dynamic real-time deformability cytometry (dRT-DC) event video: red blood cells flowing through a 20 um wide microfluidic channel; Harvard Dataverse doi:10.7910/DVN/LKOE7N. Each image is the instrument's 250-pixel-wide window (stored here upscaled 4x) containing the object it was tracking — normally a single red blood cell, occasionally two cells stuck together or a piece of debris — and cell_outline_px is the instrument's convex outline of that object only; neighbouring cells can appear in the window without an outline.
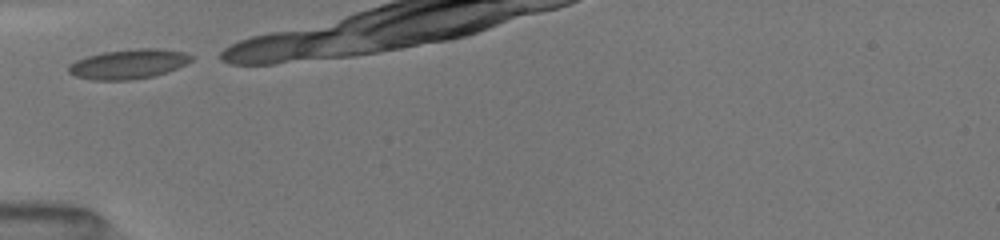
{"species": "common noctule bat (a hibernating species)", "species_latin": "Nyctalus noctula", "temperature_condition": "room temperature", "stored_images_in_passage": 4, "camera_frame_rate_fps": 3000, "um_per_image_px": 0.085, "animal": {"sex": "female", "body_mass_g": 19.5, "forearm_length_mm": 54.1}, "frame": {"image": 1, "passage_image": 1, "time_ms": 0.0, "image_size_px": [1000, 240], "cell_outline_px": [[192, 60], [168, 72], [152, 76], [132, 80], [92, 80], [76, 76], [68, 72], [68, 64], [76, 60], [88, 56], [104, 52], [136, 48], [160, 48], [184, 52], [192, 56]], "centroid_in_image_um": [10.91, 5.44], "position_along_channel_um": 74.1, "area_um2": 21.15}}